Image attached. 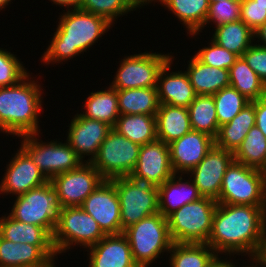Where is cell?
<instances>
[{
    "mask_svg": "<svg viewBox=\"0 0 266 267\" xmlns=\"http://www.w3.org/2000/svg\"><path fill=\"white\" fill-rule=\"evenodd\" d=\"M265 224L266 206L218 203L207 244L217 255L241 253L251 257L258 247Z\"/></svg>",
    "mask_w": 266,
    "mask_h": 267,
    "instance_id": "6da1fadb",
    "label": "cell"
},
{
    "mask_svg": "<svg viewBox=\"0 0 266 267\" xmlns=\"http://www.w3.org/2000/svg\"><path fill=\"white\" fill-rule=\"evenodd\" d=\"M54 36L41 57L45 64L60 63L86 52L112 24L102 16L82 9H68L60 16Z\"/></svg>",
    "mask_w": 266,
    "mask_h": 267,
    "instance_id": "7a4b0ae2",
    "label": "cell"
},
{
    "mask_svg": "<svg viewBox=\"0 0 266 267\" xmlns=\"http://www.w3.org/2000/svg\"><path fill=\"white\" fill-rule=\"evenodd\" d=\"M30 77L29 73L16 85L0 87V132L17 137L40 133L42 88Z\"/></svg>",
    "mask_w": 266,
    "mask_h": 267,
    "instance_id": "3957f363",
    "label": "cell"
},
{
    "mask_svg": "<svg viewBox=\"0 0 266 267\" xmlns=\"http://www.w3.org/2000/svg\"><path fill=\"white\" fill-rule=\"evenodd\" d=\"M132 256L139 267L150 266L162 252H169L173 241L168 220L160 212L143 218L124 229Z\"/></svg>",
    "mask_w": 266,
    "mask_h": 267,
    "instance_id": "277c9868",
    "label": "cell"
},
{
    "mask_svg": "<svg viewBox=\"0 0 266 267\" xmlns=\"http://www.w3.org/2000/svg\"><path fill=\"white\" fill-rule=\"evenodd\" d=\"M217 204L201 197L171 213L167 220L173 243H207Z\"/></svg>",
    "mask_w": 266,
    "mask_h": 267,
    "instance_id": "5b68a950",
    "label": "cell"
},
{
    "mask_svg": "<svg viewBox=\"0 0 266 267\" xmlns=\"http://www.w3.org/2000/svg\"><path fill=\"white\" fill-rule=\"evenodd\" d=\"M218 203L266 206V172L233 160L224 174Z\"/></svg>",
    "mask_w": 266,
    "mask_h": 267,
    "instance_id": "8992f818",
    "label": "cell"
},
{
    "mask_svg": "<svg viewBox=\"0 0 266 267\" xmlns=\"http://www.w3.org/2000/svg\"><path fill=\"white\" fill-rule=\"evenodd\" d=\"M9 215L15 220L43 227L53 235L62 209L57 190L48 181L42 186L16 196Z\"/></svg>",
    "mask_w": 266,
    "mask_h": 267,
    "instance_id": "52a82bcc",
    "label": "cell"
},
{
    "mask_svg": "<svg viewBox=\"0 0 266 267\" xmlns=\"http://www.w3.org/2000/svg\"><path fill=\"white\" fill-rule=\"evenodd\" d=\"M105 236L97 221L81 206L63 207L58 213L52 242L56 253L61 254L72 245L88 249Z\"/></svg>",
    "mask_w": 266,
    "mask_h": 267,
    "instance_id": "ba28073f",
    "label": "cell"
},
{
    "mask_svg": "<svg viewBox=\"0 0 266 267\" xmlns=\"http://www.w3.org/2000/svg\"><path fill=\"white\" fill-rule=\"evenodd\" d=\"M37 135L39 136L36 133L19 136L23 140L20 148L49 181L57 174L76 169L83 163L67 141L38 142Z\"/></svg>",
    "mask_w": 266,
    "mask_h": 267,
    "instance_id": "9c48e42d",
    "label": "cell"
},
{
    "mask_svg": "<svg viewBox=\"0 0 266 267\" xmlns=\"http://www.w3.org/2000/svg\"><path fill=\"white\" fill-rule=\"evenodd\" d=\"M110 181L117 190L123 230L143 218L159 212L158 187L136 181L130 176L118 177Z\"/></svg>",
    "mask_w": 266,
    "mask_h": 267,
    "instance_id": "30bf717a",
    "label": "cell"
},
{
    "mask_svg": "<svg viewBox=\"0 0 266 267\" xmlns=\"http://www.w3.org/2000/svg\"><path fill=\"white\" fill-rule=\"evenodd\" d=\"M141 145L112 129L90 162L105 180L127 177L133 172Z\"/></svg>",
    "mask_w": 266,
    "mask_h": 267,
    "instance_id": "8fae6325",
    "label": "cell"
},
{
    "mask_svg": "<svg viewBox=\"0 0 266 267\" xmlns=\"http://www.w3.org/2000/svg\"><path fill=\"white\" fill-rule=\"evenodd\" d=\"M170 54L144 52L125 57L110 85L116 90L157 87L158 74Z\"/></svg>",
    "mask_w": 266,
    "mask_h": 267,
    "instance_id": "7c38bea8",
    "label": "cell"
},
{
    "mask_svg": "<svg viewBox=\"0 0 266 267\" xmlns=\"http://www.w3.org/2000/svg\"><path fill=\"white\" fill-rule=\"evenodd\" d=\"M104 180L90 162H83L76 169L57 174L50 182L57 190L63 208L81 206Z\"/></svg>",
    "mask_w": 266,
    "mask_h": 267,
    "instance_id": "4fadbf2b",
    "label": "cell"
},
{
    "mask_svg": "<svg viewBox=\"0 0 266 267\" xmlns=\"http://www.w3.org/2000/svg\"><path fill=\"white\" fill-rule=\"evenodd\" d=\"M91 215L106 235L121 234L120 203L115 185L104 180L81 205Z\"/></svg>",
    "mask_w": 266,
    "mask_h": 267,
    "instance_id": "5bb4252c",
    "label": "cell"
},
{
    "mask_svg": "<svg viewBox=\"0 0 266 267\" xmlns=\"http://www.w3.org/2000/svg\"><path fill=\"white\" fill-rule=\"evenodd\" d=\"M233 160V152L214 144L204 159L188 173H191V180L201 197L218 202L224 174Z\"/></svg>",
    "mask_w": 266,
    "mask_h": 267,
    "instance_id": "9a60e30c",
    "label": "cell"
},
{
    "mask_svg": "<svg viewBox=\"0 0 266 267\" xmlns=\"http://www.w3.org/2000/svg\"><path fill=\"white\" fill-rule=\"evenodd\" d=\"M174 174L170 163L169 144L157 139L141 145L136 166L130 177L159 187Z\"/></svg>",
    "mask_w": 266,
    "mask_h": 267,
    "instance_id": "2e32d148",
    "label": "cell"
},
{
    "mask_svg": "<svg viewBox=\"0 0 266 267\" xmlns=\"http://www.w3.org/2000/svg\"><path fill=\"white\" fill-rule=\"evenodd\" d=\"M215 144L210 135L191 130L169 144L170 163L175 174H188Z\"/></svg>",
    "mask_w": 266,
    "mask_h": 267,
    "instance_id": "e0dca14e",
    "label": "cell"
},
{
    "mask_svg": "<svg viewBox=\"0 0 266 267\" xmlns=\"http://www.w3.org/2000/svg\"><path fill=\"white\" fill-rule=\"evenodd\" d=\"M112 129L113 127L105 122L89 119L77 113L71 120L66 141L83 162H92ZM85 155L91 156L88 160H83Z\"/></svg>",
    "mask_w": 266,
    "mask_h": 267,
    "instance_id": "ac0fdd59",
    "label": "cell"
},
{
    "mask_svg": "<svg viewBox=\"0 0 266 267\" xmlns=\"http://www.w3.org/2000/svg\"><path fill=\"white\" fill-rule=\"evenodd\" d=\"M49 180L21 149L17 150L1 180L0 194L21 195L44 185Z\"/></svg>",
    "mask_w": 266,
    "mask_h": 267,
    "instance_id": "d6986e66",
    "label": "cell"
},
{
    "mask_svg": "<svg viewBox=\"0 0 266 267\" xmlns=\"http://www.w3.org/2000/svg\"><path fill=\"white\" fill-rule=\"evenodd\" d=\"M87 252L90 259L88 267H139L123 233L106 235Z\"/></svg>",
    "mask_w": 266,
    "mask_h": 267,
    "instance_id": "ffe728a7",
    "label": "cell"
},
{
    "mask_svg": "<svg viewBox=\"0 0 266 267\" xmlns=\"http://www.w3.org/2000/svg\"><path fill=\"white\" fill-rule=\"evenodd\" d=\"M173 59L170 58L158 74L156 88L159 103L188 107L195 99L196 93L185 71H169Z\"/></svg>",
    "mask_w": 266,
    "mask_h": 267,
    "instance_id": "44dd1931",
    "label": "cell"
},
{
    "mask_svg": "<svg viewBox=\"0 0 266 267\" xmlns=\"http://www.w3.org/2000/svg\"><path fill=\"white\" fill-rule=\"evenodd\" d=\"M189 179L183 182L182 174H174L158 187V209L164 217L201 198L191 177Z\"/></svg>",
    "mask_w": 266,
    "mask_h": 267,
    "instance_id": "7402d4cb",
    "label": "cell"
},
{
    "mask_svg": "<svg viewBox=\"0 0 266 267\" xmlns=\"http://www.w3.org/2000/svg\"><path fill=\"white\" fill-rule=\"evenodd\" d=\"M56 256L54 246H36L14 243L0 235V267H20L46 261Z\"/></svg>",
    "mask_w": 266,
    "mask_h": 267,
    "instance_id": "603a6c76",
    "label": "cell"
},
{
    "mask_svg": "<svg viewBox=\"0 0 266 267\" xmlns=\"http://www.w3.org/2000/svg\"><path fill=\"white\" fill-rule=\"evenodd\" d=\"M188 62L185 72L196 95H214L230 86L229 70L208 66L195 56Z\"/></svg>",
    "mask_w": 266,
    "mask_h": 267,
    "instance_id": "cb8c5ba5",
    "label": "cell"
},
{
    "mask_svg": "<svg viewBox=\"0 0 266 267\" xmlns=\"http://www.w3.org/2000/svg\"><path fill=\"white\" fill-rule=\"evenodd\" d=\"M157 139L166 144L192 130L187 107L160 104L156 113Z\"/></svg>",
    "mask_w": 266,
    "mask_h": 267,
    "instance_id": "d4e9b609",
    "label": "cell"
},
{
    "mask_svg": "<svg viewBox=\"0 0 266 267\" xmlns=\"http://www.w3.org/2000/svg\"><path fill=\"white\" fill-rule=\"evenodd\" d=\"M253 126L255 105L250 102L229 123L220 126L215 145L234 153Z\"/></svg>",
    "mask_w": 266,
    "mask_h": 267,
    "instance_id": "484cf974",
    "label": "cell"
},
{
    "mask_svg": "<svg viewBox=\"0 0 266 267\" xmlns=\"http://www.w3.org/2000/svg\"><path fill=\"white\" fill-rule=\"evenodd\" d=\"M159 1L181 21L187 28L190 36L198 35L204 26L209 10L208 0H146L149 2Z\"/></svg>",
    "mask_w": 266,
    "mask_h": 267,
    "instance_id": "4316f807",
    "label": "cell"
},
{
    "mask_svg": "<svg viewBox=\"0 0 266 267\" xmlns=\"http://www.w3.org/2000/svg\"><path fill=\"white\" fill-rule=\"evenodd\" d=\"M0 235L14 243L53 246L52 236L43 227L19 222L10 215L0 218Z\"/></svg>",
    "mask_w": 266,
    "mask_h": 267,
    "instance_id": "83f0119b",
    "label": "cell"
},
{
    "mask_svg": "<svg viewBox=\"0 0 266 267\" xmlns=\"http://www.w3.org/2000/svg\"><path fill=\"white\" fill-rule=\"evenodd\" d=\"M113 129L139 145L157 140L156 115H120Z\"/></svg>",
    "mask_w": 266,
    "mask_h": 267,
    "instance_id": "f1b7e54d",
    "label": "cell"
},
{
    "mask_svg": "<svg viewBox=\"0 0 266 267\" xmlns=\"http://www.w3.org/2000/svg\"><path fill=\"white\" fill-rule=\"evenodd\" d=\"M120 115H156L159 109L157 88H132L117 90Z\"/></svg>",
    "mask_w": 266,
    "mask_h": 267,
    "instance_id": "f546056e",
    "label": "cell"
},
{
    "mask_svg": "<svg viewBox=\"0 0 266 267\" xmlns=\"http://www.w3.org/2000/svg\"><path fill=\"white\" fill-rule=\"evenodd\" d=\"M84 106L85 112L80 113L81 116L105 122L112 127L120 116L117 90L111 86L107 90L91 92Z\"/></svg>",
    "mask_w": 266,
    "mask_h": 267,
    "instance_id": "4dcf8cb0",
    "label": "cell"
},
{
    "mask_svg": "<svg viewBox=\"0 0 266 267\" xmlns=\"http://www.w3.org/2000/svg\"><path fill=\"white\" fill-rule=\"evenodd\" d=\"M254 32L242 21L215 27L212 41L241 57L253 44Z\"/></svg>",
    "mask_w": 266,
    "mask_h": 267,
    "instance_id": "1f68e13d",
    "label": "cell"
},
{
    "mask_svg": "<svg viewBox=\"0 0 266 267\" xmlns=\"http://www.w3.org/2000/svg\"><path fill=\"white\" fill-rule=\"evenodd\" d=\"M170 267H209L218 256L207 243H173Z\"/></svg>",
    "mask_w": 266,
    "mask_h": 267,
    "instance_id": "d6a6232c",
    "label": "cell"
},
{
    "mask_svg": "<svg viewBox=\"0 0 266 267\" xmlns=\"http://www.w3.org/2000/svg\"><path fill=\"white\" fill-rule=\"evenodd\" d=\"M229 78L230 86L250 101L266 96L265 84L242 57H239L229 69Z\"/></svg>",
    "mask_w": 266,
    "mask_h": 267,
    "instance_id": "836d02e7",
    "label": "cell"
},
{
    "mask_svg": "<svg viewBox=\"0 0 266 267\" xmlns=\"http://www.w3.org/2000/svg\"><path fill=\"white\" fill-rule=\"evenodd\" d=\"M233 155L235 161L266 172V137L263 132L253 126Z\"/></svg>",
    "mask_w": 266,
    "mask_h": 267,
    "instance_id": "e575fe53",
    "label": "cell"
},
{
    "mask_svg": "<svg viewBox=\"0 0 266 267\" xmlns=\"http://www.w3.org/2000/svg\"><path fill=\"white\" fill-rule=\"evenodd\" d=\"M187 108L192 130L204 132L215 139L220 127L213 95H196Z\"/></svg>",
    "mask_w": 266,
    "mask_h": 267,
    "instance_id": "d590c367",
    "label": "cell"
},
{
    "mask_svg": "<svg viewBox=\"0 0 266 267\" xmlns=\"http://www.w3.org/2000/svg\"><path fill=\"white\" fill-rule=\"evenodd\" d=\"M145 4L146 0H83L79 9L102 16L113 24L116 17L135 11Z\"/></svg>",
    "mask_w": 266,
    "mask_h": 267,
    "instance_id": "8d00e7d4",
    "label": "cell"
},
{
    "mask_svg": "<svg viewBox=\"0 0 266 267\" xmlns=\"http://www.w3.org/2000/svg\"><path fill=\"white\" fill-rule=\"evenodd\" d=\"M219 127L229 123L251 101L229 86L213 95Z\"/></svg>",
    "mask_w": 266,
    "mask_h": 267,
    "instance_id": "74e56055",
    "label": "cell"
},
{
    "mask_svg": "<svg viewBox=\"0 0 266 267\" xmlns=\"http://www.w3.org/2000/svg\"><path fill=\"white\" fill-rule=\"evenodd\" d=\"M241 0H223L209 4L205 25L213 22L216 26L240 20Z\"/></svg>",
    "mask_w": 266,
    "mask_h": 267,
    "instance_id": "f35d334b",
    "label": "cell"
},
{
    "mask_svg": "<svg viewBox=\"0 0 266 267\" xmlns=\"http://www.w3.org/2000/svg\"><path fill=\"white\" fill-rule=\"evenodd\" d=\"M29 72L24 68L19 59L8 52L0 49V87L13 86L25 78Z\"/></svg>",
    "mask_w": 266,
    "mask_h": 267,
    "instance_id": "ab89813d",
    "label": "cell"
},
{
    "mask_svg": "<svg viewBox=\"0 0 266 267\" xmlns=\"http://www.w3.org/2000/svg\"><path fill=\"white\" fill-rule=\"evenodd\" d=\"M209 45L199 49L194 55L200 62L208 66L229 70L239 58L238 55L217 45L212 40Z\"/></svg>",
    "mask_w": 266,
    "mask_h": 267,
    "instance_id": "60d3db41",
    "label": "cell"
},
{
    "mask_svg": "<svg viewBox=\"0 0 266 267\" xmlns=\"http://www.w3.org/2000/svg\"><path fill=\"white\" fill-rule=\"evenodd\" d=\"M240 20L255 32L266 23V7L254 0H241Z\"/></svg>",
    "mask_w": 266,
    "mask_h": 267,
    "instance_id": "b9f144b4",
    "label": "cell"
},
{
    "mask_svg": "<svg viewBox=\"0 0 266 267\" xmlns=\"http://www.w3.org/2000/svg\"><path fill=\"white\" fill-rule=\"evenodd\" d=\"M241 57L266 86V48L253 43Z\"/></svg>",
    "mask_w": 266,
    "mask_h": 267,
    "instance_id": "7bdbcfd3",
    "label": "cell"
},
{
    "mask_svg": "<svg viewBox=\"0 0 266 267\" xmlns=\"http://www.w3.org/2000/svg\"><path fill=\"white\" fill-rule=\"evenodd\" d=\"M251 102L255 105V125L266 137V96Z\"/></svg>",
    "mask_w": 266,
    "mask_h": 267,
    "instance_id": "ee69618b",
    "label": "cell"
},
{
    "mask_svg": "<svg viewBox=\"0 0 266 267\" xmlns=\"http://www.w3.org/2000/svg\"><path fill=\"white\" fill-rule=\"evenodd\" d=\"M253 257L258 261L260 267H266V224L263 227L260 241Z\"/></svg>",
    "mask_w": 266,
    "mask_h": 267,
    "instance_id": "f6af8a7d",
    "label": "cell"
},
{
    "mask_svg": "<svg viewBox=\"0 0 266 267\" xmlns=\"http://www.w3.org/2000/svg\"><path fill=\"white\" fill-rule=\"evenodd\" d=\"M50 1V0H49ZM54 4L61 7H67V10L80 8L83 0H51Z\"/></svg>",
    "mask_w": 266,
    "mask_h": 267,
    "instance_id": "bcb514c9",
    "label": "cell"
},
{
    "mask_svg": "<svg viewBox=\"0 0 266 267\" xmlns=\"http://www.w3.org/2000/svg\"><path fill=\"white\" fill-rule=\"evenodd\" d=\"M254 34H255V38H258L260 42H262V45L259 43L257 45H260L266 48V23L263 24L260 28H258L254 32Z\"/></svg>",
    "mask_w": 266,
    "mask_h": 267,
    "instance_id": "7dc6e473",
    "label": "cell"
},
{
    "mask_svg": "<svg viewBox=\"0 0 266 267\" xmlns=\"http://www.w3.org/2000/svg\"><path fill=\"white\" fill-rule=\"evenodd\" d=\"M221 257L219 258V255L215 258V260L210 264L209 267H236L235 264H233V262L228 261V260H223L221 259Z\"/></svg>",
    "mask_w": 266,
    "mask_h": 267,
    "instance_id": "c3c4849f",
    "label": "cell"
},
{
    "mask_svg": "<svg viewBox=\"0 0 266 267\" xmlns=\"http://www.w3.org/2000/svg\"><path fill=\"white\" fill-rule=\"evenodd\" d=\"M55 256H50L46 261L42 263H37L33 265H25V266H20V267H55Z\"/></svg>",
    "mask_w": 266,
    "mask_h": 267,
    "instance_id": "681fc988",
    "label": "cell"
},
{
    "mask_svg": "<svg viewBox=\"0 0 266 267\" xmlns=\"http://www.w3.org/2000/svg\"><path fill=\"white\" fill-rule=\"evenodd\" d=\"M10 2L11 0H0V11L6 8V5H8V3L10 4Z\"/></svg>",
    "mask_w": 266,
    "mask_h": 267,
    "instance_id": "f907efd6",
    "label": "cell"
},
{
    "mask_svg": "<svg viewBox=\"0 0 266 267\" xmlns=\"http://www.w3.org/2000/svg\"><path fill=\"white\" fill-rule=\"evenodd\" d=\"M249 258H250V259H252V260H253V262H252V263H254V262H255V263H256V265L254 266V265L252 264L251 266H245V267H259V266H258V264H257V263H258V261H257V260H256V259H255L253 256H251V257H249ZM254 260H255V261H254ZM243 267H244V266H243Z\"/></svg>",
    "mask_w": 266,
    "mask_h": 267,
    "instance_id": "816d5d0a",
    "label": "cell"
},
{
    "mask_svg": "<svg viewBox=\"0 0 266 267\" xmlns=\"http://www.w3.org/2000/svg\"><path fill=\"white\" fill-rule=\"evenodd\" d=\"M254 1H257L258 4H260V5L264 6V7H266V0H254Z\"/></svg>",
    "mask_w": 266,
    "mask_h": 267,
    "instance_id": "f5cc1de1",
    "label": "cell"
},
{
    "mask_svg": "<svg viewBox=\"0 0 266 267\" xmlns=\"http://www.w3.org/2000/svg\"><path fill=\"white\" fill-rule=\"evenodd\" d=\"M209 3H214V2H219V1H223V0H208Z\"/></svg>",
    "mask_w": 266,
    "mask_h": 267,
    "instance_id": "db71d44e",
    "label": "cell"
}]
</instances>
